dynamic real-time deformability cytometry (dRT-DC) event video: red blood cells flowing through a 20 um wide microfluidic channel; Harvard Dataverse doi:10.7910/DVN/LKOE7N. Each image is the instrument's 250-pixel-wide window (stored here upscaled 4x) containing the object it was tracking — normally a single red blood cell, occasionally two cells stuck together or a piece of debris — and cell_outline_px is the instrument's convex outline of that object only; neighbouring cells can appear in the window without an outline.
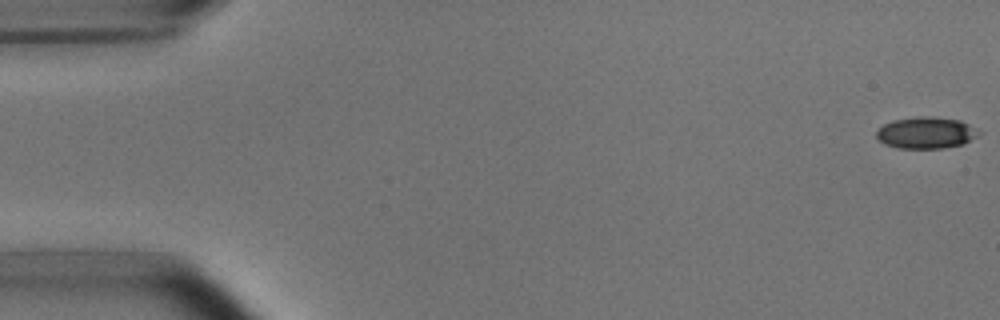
{"species": "common noctule bat (a hibernating species)", "species_latin": "Nyctalus noctula", "temperature_condition": "room temperature", "stored_images_in_passage": 8, "camera_frame_rate_fps": 3000, "um_per_image_px": 0.085, "animal": {"sex": "male", "body_mass_g": 15.6}, "frame": {"image": 1, "passage_image": 1, "time_ms": 0.0, "image_size_px": [1000, 320], "cell_outline_px": [[980, 136], [964, 144], [944, 148], [896, 148], [884, 144], [876, 136], [876, 132], [884, 124], [892, 120], [916, 116], [932, 116], [960, 120], [968, 124], [980, 132]], "centroid_in_image_um": [78.73, 11.28], "position_along_channel_um": 6.3, "area_um2": 19.02}}
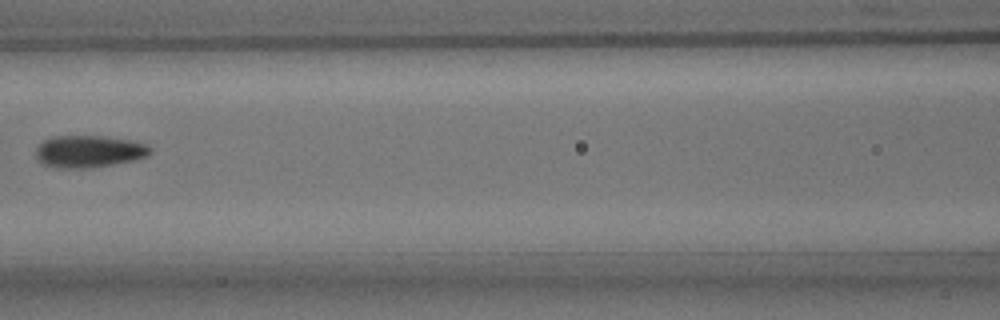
{"frame": {"image": 2, "passage_image": 7, "time_ms": 2.0, "image_size_px": [1000, 320], "cell_outline_px": [[152, 152], [148, 156], [132, 160], [112, 164], [88, 168], [56, 168], [40, 164], [36, 160], [36, 148], [44, 140], [52, 136], [100, 136], [128, 140], [144, 144], [152, 148]], "centroid_in_image_um": [7.5, 12.88], "position_along_channel_um": 159.1, "area_um2": 21.39}}
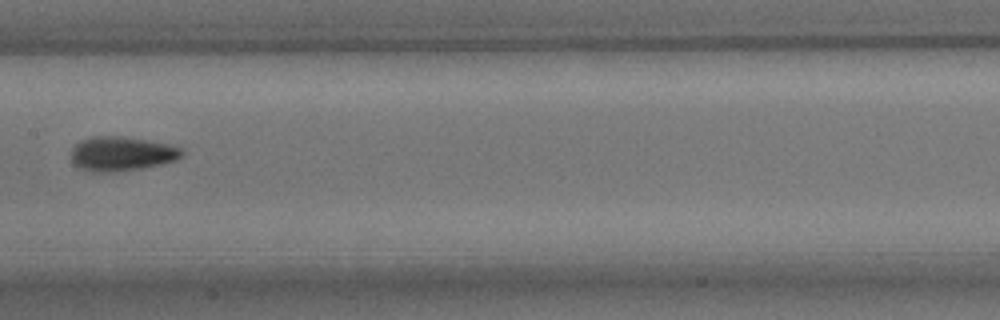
{"frame": {"image": 3, "passage_image": 8, "time_ms": 2.333, "image_size_px": [1000, 320], "cell_outline_px": [[184, 156], [176, 160], [144, 168], [112, 172], [92, 172], [80, 168], [72, 160], [72, 148], [80, 140], [92, 136], [120, 136], [168, 144], [180, 148], [184, 152]], "centroid_in_image_um": [10.34, 13.07], "position_along_channel_um": 197.1, "area_um2": 22.08}}